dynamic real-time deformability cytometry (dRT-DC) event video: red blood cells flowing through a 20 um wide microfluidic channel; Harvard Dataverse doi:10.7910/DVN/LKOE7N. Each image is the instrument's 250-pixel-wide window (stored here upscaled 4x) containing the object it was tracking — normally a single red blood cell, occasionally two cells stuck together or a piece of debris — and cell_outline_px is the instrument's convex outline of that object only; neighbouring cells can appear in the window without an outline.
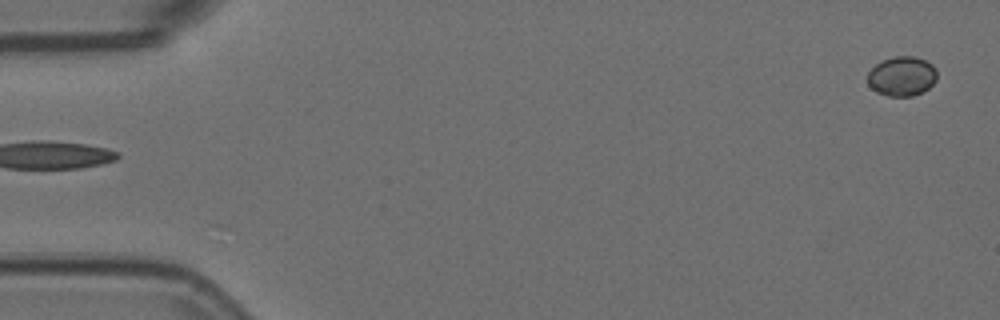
{"species": "Egyptian fruit bat (a non-hibernating species)", "species_latin": "Rousettus aegyptiacus", "temperature_condition": "room temperature", "stored_images_in_passage": 5, "segment_of_instrument_passage": [2, 2], "camera_frame_rate_fps": 3000, "um_per_image_px": 0.085, "animal": {"sex": "female"}, "frame": {"image": 1, "passage_image": 5, "time_ms": 1.333, "image_size_px": [1000, 320], "cell_outline_px": [[936, 80], [924, 92], [912, 96], [888, 96], [876, 92], [868, 84], [868, 72], [876, 64], [892, 56], [912, 56], [924, 60], [932, 64], [936, 68]], "centroid_in_image_um": [76.66, 6.49], "position_along_channel_um": 8.3, "area_um2": 16.01}}